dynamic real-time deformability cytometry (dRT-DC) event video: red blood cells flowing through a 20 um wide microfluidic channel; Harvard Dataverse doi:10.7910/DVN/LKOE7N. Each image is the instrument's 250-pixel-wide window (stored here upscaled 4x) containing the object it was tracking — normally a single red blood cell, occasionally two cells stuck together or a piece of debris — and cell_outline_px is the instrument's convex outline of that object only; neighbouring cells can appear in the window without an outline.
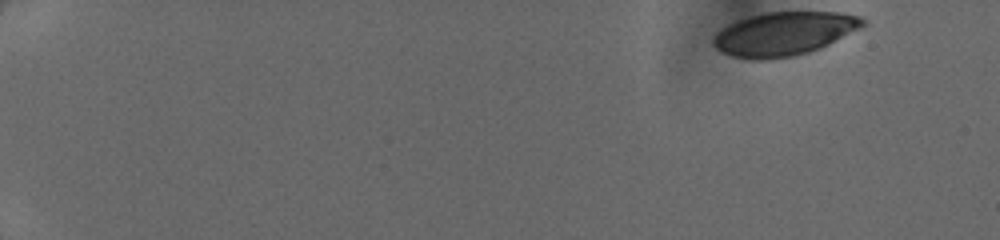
{"species": "human", "species_latin": "Homo sapiens", "temperature_condition": "cold", "stored_images_in_passage": 46, "camera_frame_rate_fps": 3000, "um_per_image_px": 0.085, "donor": {"sex": "female"}, "frame": {"image": 1, "passage_image": 1, "time_ms": 0.0, "image_size_px": [1000, 240], "cell_outline_px": [[868, 24], [820, 48], [808, 52], [792, 56], [764, 60], [748, 60], [732, 56], [720, 52], [716, 48], [712, 40], [716, 32], [720, 28], [728, 24], [764, 12], [840, 12], [860, 16], [868, 20]], "centroid_in_image_um": [66.64, 2.87], "position_along_channel_um": 18.4, "area_um2": 38.09}}
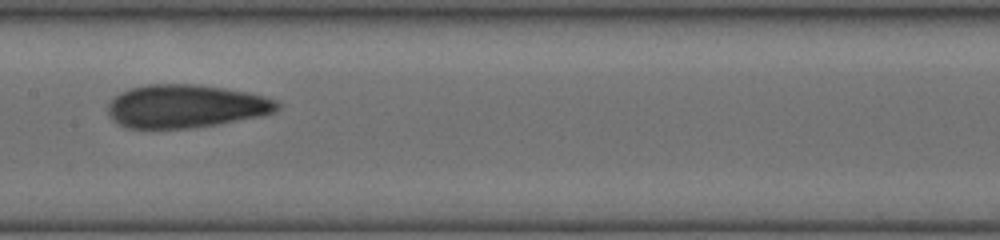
{"frame": {"image": 2, "passage_image": 25, "time_ms": 8.0, "image_size_px": [1000, 240], "cell_outline_px": [[280, 108], [276, 112], [264, 116], [192, 128], [128, 128], [112, 120], [108, 116], [108, 104], [120, 92], [132, 88], [148, 84], [196, 84], [224, 88], [264, 96], [276, 100], [280, 104]], "centroid_in_image_um": [15.81, 9.03], "position_along_channel_um": 191.6, "area_um2": 42.66}}
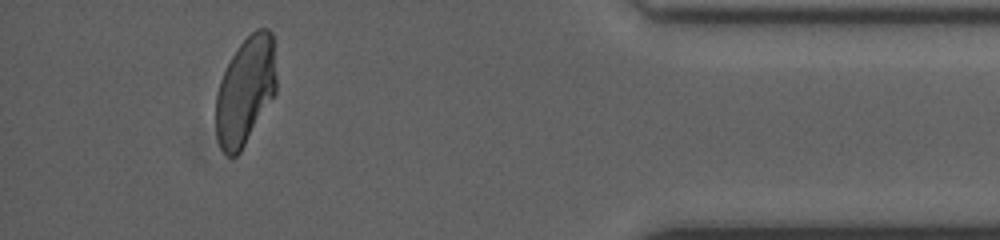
{"frame": {"image": 3, "passage_image": 43, "time_ms": 14.0, "image_size_px": [1000, 240], "cell_outline_px": [[276, 92], [240, 152], [236, 156], [228, 156], [220, 148], [216, 136], [216, 92], [220, 80], [236, 48], [256, 28], [268, 28], [272, 32], [276, 76]], "centroid_in_image_um": [20.85, 7.71], "position_along_channel_um": 414.4, "area_um2": 37.86}}